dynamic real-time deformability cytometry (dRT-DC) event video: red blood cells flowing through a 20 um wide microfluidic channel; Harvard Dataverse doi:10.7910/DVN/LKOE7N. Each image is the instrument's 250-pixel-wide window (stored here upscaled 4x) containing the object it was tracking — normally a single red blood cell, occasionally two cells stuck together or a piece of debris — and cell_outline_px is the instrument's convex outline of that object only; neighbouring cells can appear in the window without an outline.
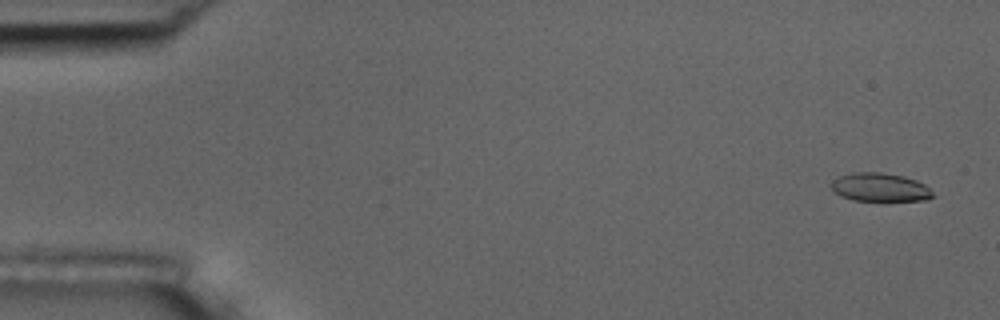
{"species": "common noctule bat (a hibernating species)", "species_latin": "Nyctalus noctula", "temperature_condition": "room temperature", "stored_images_in_passage": 55, "camera_frame_rate_fps": 3000, "um_per_image_px": 0.085, "animal": {"sex": "male", "body_mass_g": 17.5, "forearm_length_mm": 52.3}, "frame": {"image": 1, "passage_image": 3, "time_ms": 0.667, "image_size_px": [1000, 320], "cell_outline_px": [[936, 196], [928, 200], [852, 200], [840, 196], [828, 184], [832, 180], [840, 176], [852, 172], [880, 172], [904, 176], [916, 180], [924, 184]], "centroid_in_image_um": [74.78, 15.91], "position_along_channel_um": 10.2, "area_um2": 16.88}}
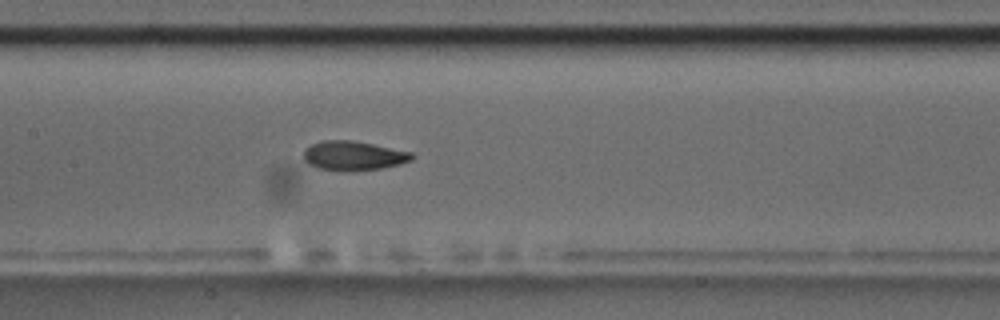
{"frame": {"image": 2, "passage_image": 27, "time_ms": 8.667, "image_size_px": [1000, 320], "cell_outline_px": [[416, 156], [412, 160], [400, 164], [380, 168], [320, 168], [308, 164], [304, 160], [304, 148], [312, 144], [324, 140], [352, 140], [412, 152]], "centroid_in_image_um": [30.07, 13.18], "position_along_channel_um": 177.3, "area_um2": 17.69}}
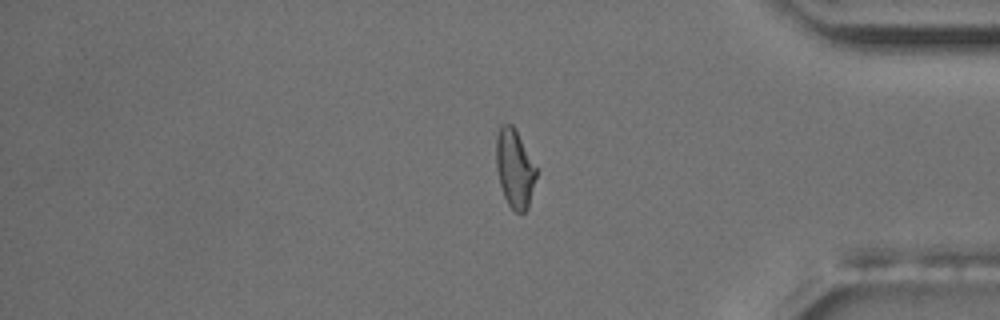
{"frame": {"image": 3, "passage_image": 46, "time_ms": 15.0, "image_size_px": [1000, 320], "cell_outline_px": [[536, 176], [528, 208], [524, 212], [516, 212], [508, 204], [504, 196], [500, 184], [496, 168], [496, 136], [500, 124], [512, 124], [536, 168]], "centroid_in_image_um": [43.72, 14.32], "position_along_channel_um": 391.5, "area_um2": 17.98}, "authors_computed_cell_mechanics": {"area_um2": 18.1492, "velocity_mm_per_s": 3.739, "shape_relaxation_time_tau1_ms": 4.868, "shape_relaxation_time_tau2_ms": 2.2052, "deformation_change_tau1": 0.1427, "deformation_change_tau2": 0.0841}}